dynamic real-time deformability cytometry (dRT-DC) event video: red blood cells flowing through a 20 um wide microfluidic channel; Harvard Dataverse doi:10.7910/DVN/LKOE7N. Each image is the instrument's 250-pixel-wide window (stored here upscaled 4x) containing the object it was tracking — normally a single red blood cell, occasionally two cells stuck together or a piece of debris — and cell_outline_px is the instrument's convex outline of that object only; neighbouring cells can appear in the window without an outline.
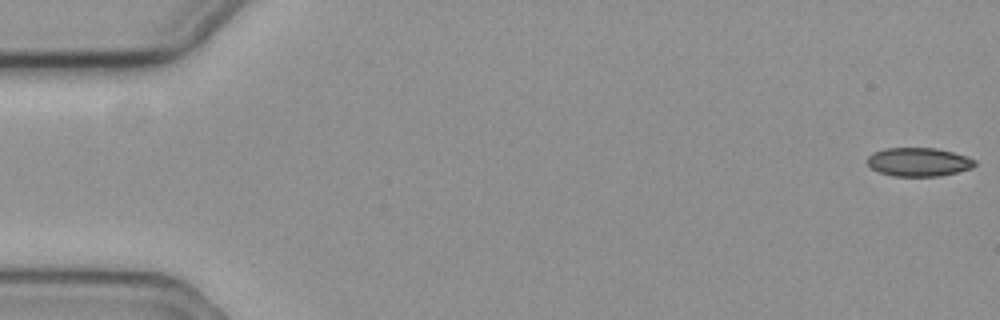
{"species": "common noctule bat (a hibernating species)", "species_latin": "Nyctalus noctula", "temperature_condition": "cold", "stored_images_in_passage": 58, "camera_frame_rate_fps": 3000, "um_per_image_px": 0.085, "animal": {"sex": "female", "body_mass_g": 19.3, "forearm_length_mm": 54.1}, "frame": {"image": 1, "passage_image": 1, "time_ms": 0.0, "image_size_px": [1000, 320], "cell_outline_px": [[976, 164], [972, 168], [940, 176], [892, 176], [880, 172], [872, 168], [868, 164], [868, 156], [872, 152], [884, 148], [936, 148], [968, 156], [976, 160]], "centroid_in_image_um": [78.09, 13.76], "position_along_channel_um": 6.9, "area_um2": 17.98}}
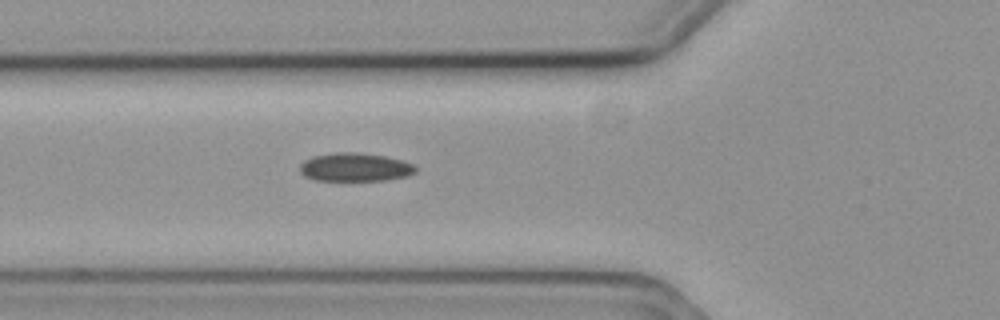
{"frame": {"image": 2, "passage_image": 21, "time_ms": 6.667, "image_size_px": [1000, 320], "cell_outline_px": [[416, 172], [408, 176], [388, 180], [316, 180], [304, 176], [300, 172], [300, 164], [304, 160], [312, 156], [336, 152], [356, 152], [384, 156], [404, 160], [412, 164], [416, 168]], "centroid_in_image_um": [30.18, 14.21], "position_along_channel_um": 95.6, "area_um2": 19.25}}
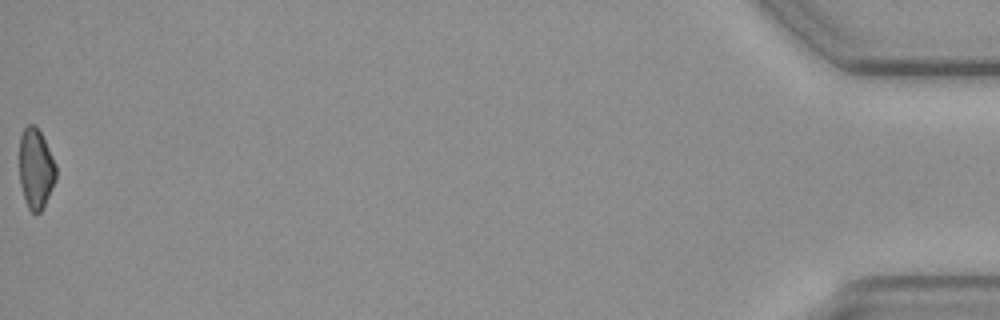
{"frame": {"image": 3, "passage_image": 58, "time_ms": 19.0, "image_size_px": [1000, 320], "cell_outline_px": [[56, 180], [40, 212], [32, 212], [28, 208], [20, 184], [20, 136], [24, 128], [28, 124], [36, 124], [56, 164]], "centroid_in_image_um": [3.04, 14.3], "position_along_channel_um": 432.2, "area_um2": 16.88}, "authors_computed_cell_mechanics": {"area_um2": 18.9584, "velocity_mm_per_s": 3.6133, "shape_relaxation_time_tau1_ms": null, "shape_relaxation_time_tau2_ms": 5.2618, "deformation_change_tau1": null, "deformation_change_tau2": 0.1055}}